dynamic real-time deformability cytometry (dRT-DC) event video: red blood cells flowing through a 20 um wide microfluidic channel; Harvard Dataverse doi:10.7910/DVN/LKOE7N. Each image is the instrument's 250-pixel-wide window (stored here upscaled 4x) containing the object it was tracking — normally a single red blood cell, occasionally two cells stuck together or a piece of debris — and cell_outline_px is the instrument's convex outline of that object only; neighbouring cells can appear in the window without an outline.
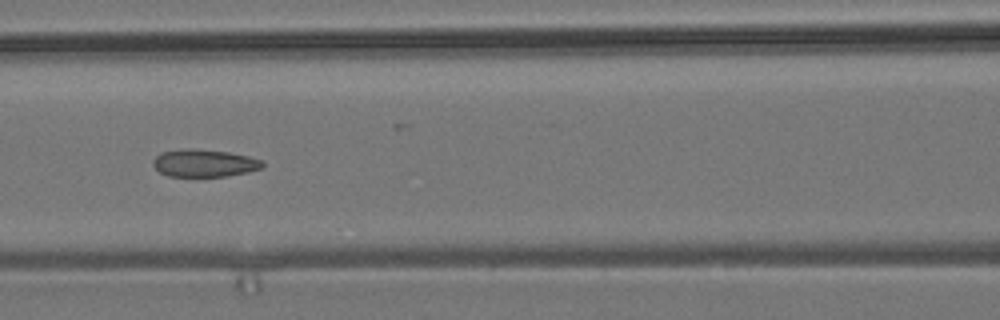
{"species": "common noctule bat (a hibernating species)", "species_latin": "Nyctalus noctula", "temperature_condition": "room temperature", "stored_images_in_passage": 9, "camera_frame_rate_fps": 3000, "um_per_image_px": 0.085, "animal": {"sex": "male", "body_mass_g": 19.2, "forearm_length_mm": 51.8}, "frame": {"image": 1, "passage_image": 6, "time_ms": 7.0, "image_size_px": [1000, 320], "cell_outline_px": [[264, 168], [248, 172], [224, 176], [168, 176], [160, 172], [152, 164], [152, 160], [160, 152], [188, 148], [192, 148], [228, 152], [248, 156], [264, 160]], "centroid_in_image_um": [17.38, 13.86], "position_along_channel_um": 149.2, "area_um2": 17.63}}
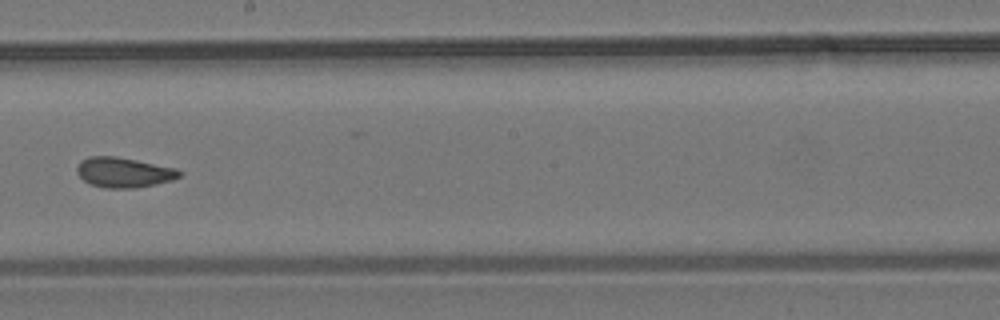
{"frame": {"image": 2, "passage_image": 8, "time_ms": 9.333, "image_size_px": [1000, 320], "cell_outline_px": [[180, 176], [172, 180], [156, 184], [136, 188], [104, 188], [92, 184], [84, 180], [76, 172], [76, 168], [80, 160], [88, 156], [116, 156], [176, 168], [180, 172]], "centroid_in_image_um": [10.49, 14.65], "position_along_channel_um": 237.7, "area_um2": 17.92}}
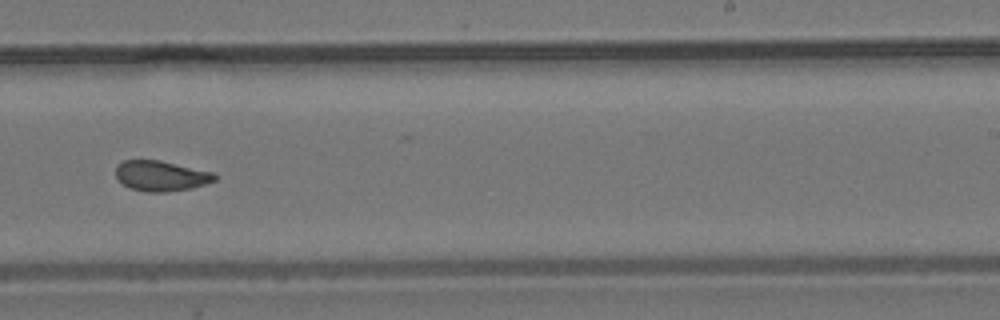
{"frame": {"image": 3, "passage_image": 9, "time_ms": 10.333, "image_size_px": [1000, 320], "cell_outline_px": [[216, 180], [192, 188], [164, 192], [144, 192], [128, 188], [116, 176], [116, 168], [124, 160], [160, 160], [212, 172], [216, 176]], "centroid_in_image_um": [13.68, 14.96], "position_along_channel_um": 275.3, "area_um2": 17.34}}